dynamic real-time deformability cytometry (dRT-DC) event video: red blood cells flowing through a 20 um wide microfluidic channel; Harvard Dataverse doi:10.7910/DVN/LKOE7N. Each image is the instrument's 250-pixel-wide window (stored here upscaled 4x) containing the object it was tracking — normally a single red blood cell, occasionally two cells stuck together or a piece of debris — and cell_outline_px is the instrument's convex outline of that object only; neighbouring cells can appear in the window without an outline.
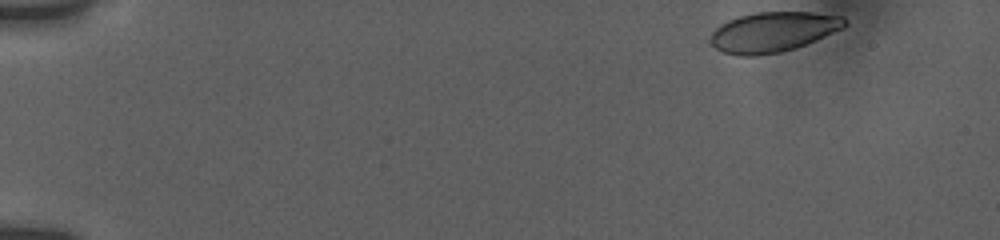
{"species": "human", "species_latin": "Homo sapiens", "temperature_condition": "room temperature", "stored_images_in_passage": 15, "camera_frame_rate_fps": 3000, "um_per_image_px": 0.085, "donor": {"sex": "female"}, "frame": {"image": 1, "passage_image": 1, "time_ms": 0.0, "image_size_px": [1000, 240], "cell_outline_px": [[848, 24], [844, 28], [816, 40], [796, 48], [780, 52], [756, 56], [736, 56], [724, 52], [708, 44], [708, 40], [712, 32], [720, 24], [728, 20], [740, 16], [756, 12], [812, 12], [844, 16], [848, 20]], "centroid_in_image_um": [65.71, 2.72], "position_along_channel_um": 19.3, "area_um2": 31.73}}
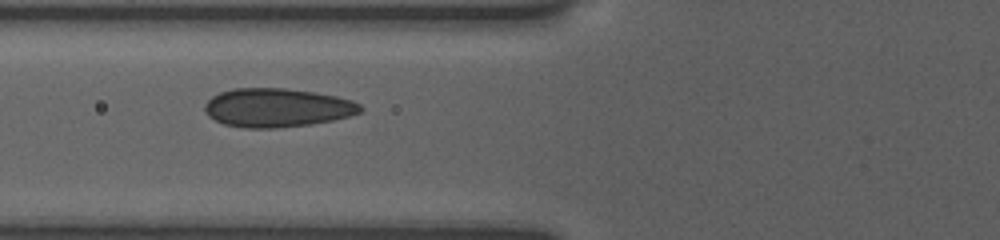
{"frame": {"image": 2, "passage_image": 11, "time_ms": 5.667, "image_size_px": [1000, 240], "cell_outline_px": [[364, 108], [360, 112], [348, 116], [332, 120], [308, 124], [276, 128], [244, 128], [224, 124], [208, 116], [204, 108], [204, 104], [212, 96], [220, 92], [232, 88], [284, 88], [312, 92], [336, 96], [352, 100], [360, 104]], "centroid_in_image_um": [23.53, 9.15], "position_along_channel_um": 102.3, "area_um2": 35.03}}
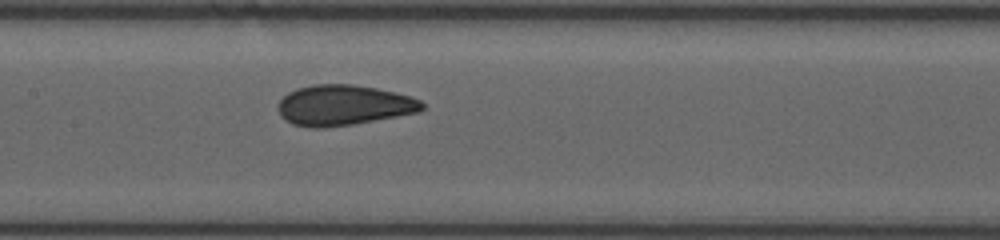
{"frame": {"image": 3, "passage_image": 15, "time_ms": 7.667, "image_size_px": [1000, 240], "cell_outline_px": [[424, 108], [420, 112], [352, 124], [320, 128], [312, 128], [292, 124], [280, 116], [276, 108], [280, 100], [288, 92], [296, 88], [312, 84], [352, 84], [376, 88], [396, 92], [412, 96], [420, 100], [424, 104]], "centroid_in_image_um": [29.19, 8.93], "position_along_channel_um": 178.2, "area_um2": 34.16}}